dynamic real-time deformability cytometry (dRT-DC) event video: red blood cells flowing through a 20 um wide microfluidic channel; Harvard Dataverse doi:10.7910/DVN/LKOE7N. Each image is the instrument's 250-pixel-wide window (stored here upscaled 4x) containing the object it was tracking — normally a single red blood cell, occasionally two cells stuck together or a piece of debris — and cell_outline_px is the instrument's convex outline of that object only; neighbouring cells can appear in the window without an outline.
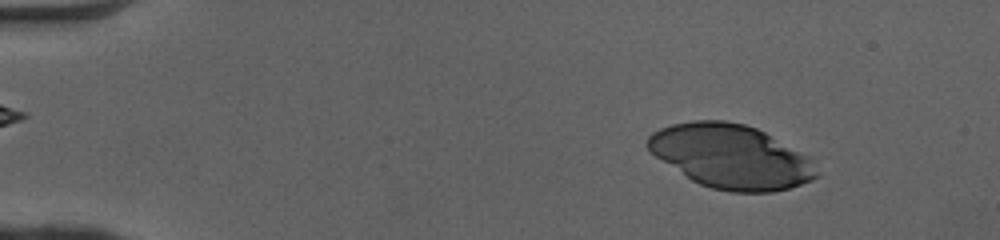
{"species": "human", "species_latin": "Homo sapiens", "temperature_condition": "cold", "stored_images_in_passage": 19, "camera_frame_rate_fps": 3000, "um_per_image_px": 0.085, "donor": {"sex": "female"}, "frame": {"image": 1, "passage_image": 6, "time_ms": 1.667, "image_size_px": [1000, 240], "cell_outline_px": [[820, 176], [812, 180], [788, 188], [772, 192], [728, 192], [712, 188], [700, 184], [692, 180], [648, 152], [644, 144], [648, 136], [652, 132], [660, 128], [672, 124], [692, 120], [724, 120], [744, 124], [756, 128], [764, 132], [808, 156], [812, 160]], "centroid_in_image_um": [62.09, 13.3], "position_along_channel_um": 22.9, "area_um2": 63.0}}